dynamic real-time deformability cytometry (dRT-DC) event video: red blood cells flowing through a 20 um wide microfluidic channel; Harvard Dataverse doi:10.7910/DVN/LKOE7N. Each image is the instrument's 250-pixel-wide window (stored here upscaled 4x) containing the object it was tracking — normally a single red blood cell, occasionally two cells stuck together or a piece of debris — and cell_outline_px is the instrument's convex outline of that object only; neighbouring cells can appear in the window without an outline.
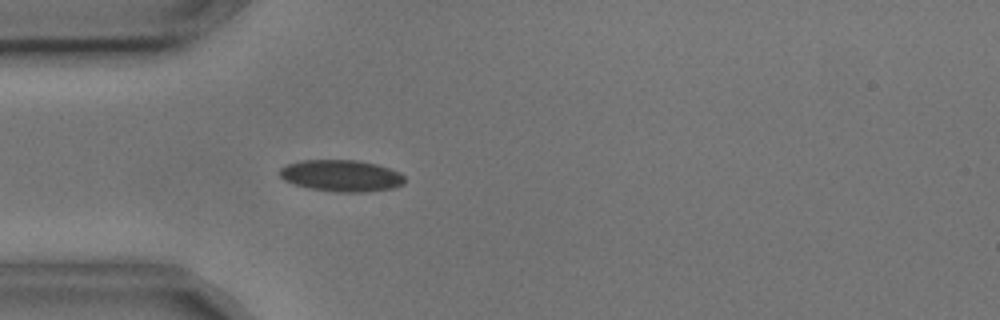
{"species": "common noctule bat (a hibernating species)", "species_latin": "Nyctalus noctula", "temperature_condition": "cold", "stored_images_in_passage": 3, "camera_frame_rate_fps": 3000, "um_per_image_px": 0.085, "animal": {"sex": "male", "body_mass_g": 17.9, "forearm_length_mm": 54.2}, "frame": {"image": 1, "passage_image": 3, "time_ms": 0.667, "image_size_px": [1000, 320], "cell_outline_px": [[404, 184], [392, 188], [368, 192], [336, 192], [308, 188], [292, 184], [284, 180], [280, 176], [280, 168], [288, 164], [304, 160], [356, 160], [376, 164], [400, 172], [404, 176]], "centroid_in_image_um": [29.01, 14.94], "position_along_channel_um": 56.0, "area_um2": 23.06}}